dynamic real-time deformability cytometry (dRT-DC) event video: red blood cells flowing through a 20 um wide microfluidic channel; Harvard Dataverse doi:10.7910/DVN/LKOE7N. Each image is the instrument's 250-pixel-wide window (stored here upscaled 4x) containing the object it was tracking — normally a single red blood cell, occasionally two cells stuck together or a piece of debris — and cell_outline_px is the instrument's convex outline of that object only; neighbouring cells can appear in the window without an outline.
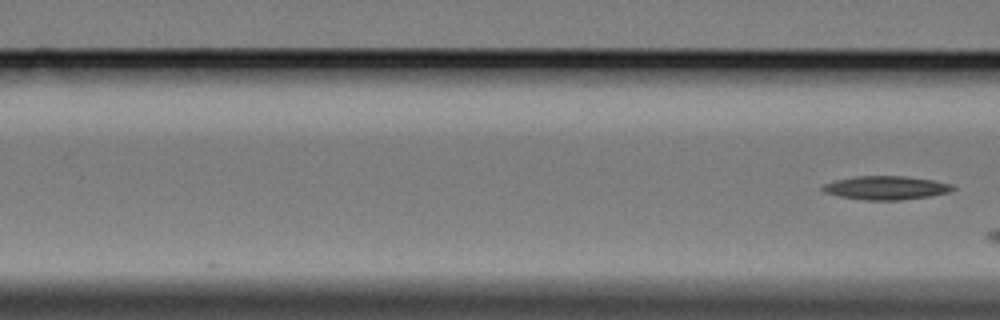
{"species": "Egyptian fruit bat (a non-hibernating species)", "species_latin": "Rousettus aegyptiacus", "temperature_condition": "cold", "stored_images_in_passage": 5, "camera_frame_rate_fps": 3000, "um_per_image_px": 0.085, "animal": {"sex": "female"}, "frame": {"image": 1, "passage_image": 5, "time_ms": 4.667, "image_size_px": [1000, 320], "cell_outline_px": [[956, 188], [948, 192], [932, 196], [900, 200], [864, 200], [840, 196], [824, 192], [820, 188], [820, 184], [836, 180], [856, 176], [904, 176], [932, 180], [952, 184]], "centroid_in_image_um": [75.28, 15.96], "position_along_channel_um": 91.3, "area_um2": 17.98}}